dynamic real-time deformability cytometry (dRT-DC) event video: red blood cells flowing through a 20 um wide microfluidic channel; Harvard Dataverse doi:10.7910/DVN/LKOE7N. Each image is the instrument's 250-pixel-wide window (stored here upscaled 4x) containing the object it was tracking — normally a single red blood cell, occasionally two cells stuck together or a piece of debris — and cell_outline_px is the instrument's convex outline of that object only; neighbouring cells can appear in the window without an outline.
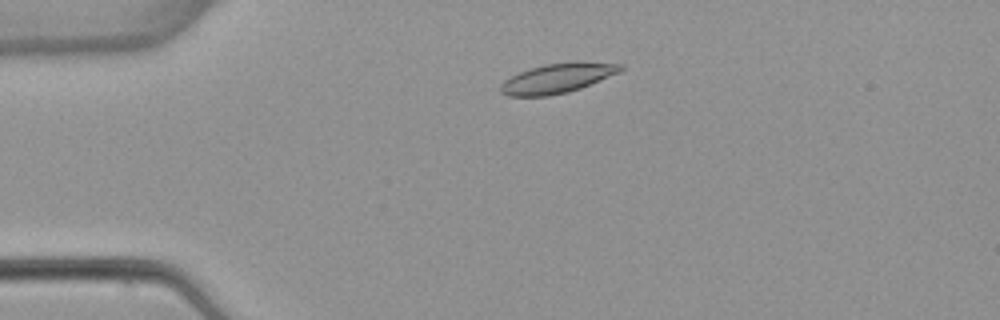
{"species": "common noctule bat (a hibernating species)", "species_latin": "Nyctalus noctula", "temperature_condition": "warm", "stored_images_in_passage": 3, "camera_frame_rate_fps": 3000, "um_per_image_px": 0.085, "animal": {"sex": "female", "body_mass_g": 22.7, "forearm_length_mm": 54.2}, "frame": {"image": 1, "passage_image": 2, "time_ms": 1.333, "image_size_px": [1000, 320], "cell_outline_px": [[624, 68], [620, 72], [580, 88], [568, 92], [548, 96], [508, 96], [500, 92], [500, 84], [504, 80], [520, 72], [544, 64], [576, 60], [624, 64]], "centroid_in_image_um": [47.41, 6.63], "position_along_channel_um": 37.6, "area_um2": 20.92}}